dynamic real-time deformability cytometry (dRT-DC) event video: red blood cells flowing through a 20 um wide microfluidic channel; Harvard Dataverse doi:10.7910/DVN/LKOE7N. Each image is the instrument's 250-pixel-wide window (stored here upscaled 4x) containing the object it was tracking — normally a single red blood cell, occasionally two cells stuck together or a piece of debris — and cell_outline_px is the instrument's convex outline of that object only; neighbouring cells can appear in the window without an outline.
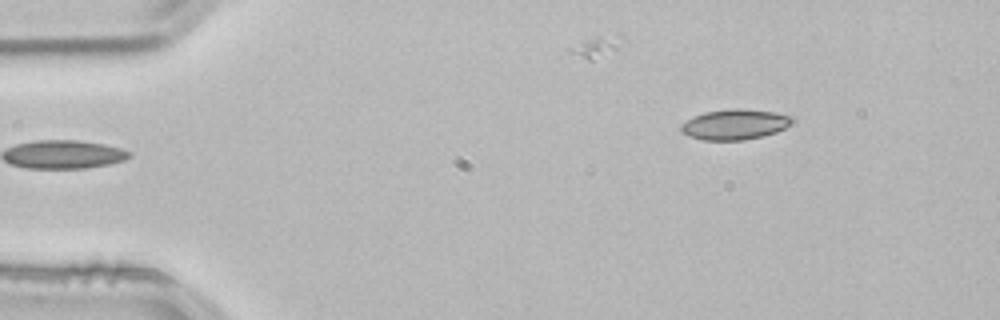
{"species": "common noctule bat (a hibernating species)", "species_latin": "Nyctalus noctula", "temperature_condition": "room temperature", "stored_images_in_passage": 47, "camera_frame_rate_fps": 3000, "um_per_image_px": 0.085, "animal": {"sex": "male", "body_mass_g": 21.5, "forearm_length_mm": 52.0}, "frame": {"image": 1, "passage_image": 1, "time_ms": 0.0, "image_size_px": [1000, 320], "cell_outline_px": [[796, 120], [792, 124], [776, 132], [764, 136], [744, 140], [704, 140], [688, 136], [680, 132], [680, 124], [692, 116], [704, 112], [732, 108], [740, 108], [772, 112], [792, 116]], "centroid_in_image_um": [62.44, 10.57], "position_along_channel_um": 22.6, "area_um2": 19.94}}
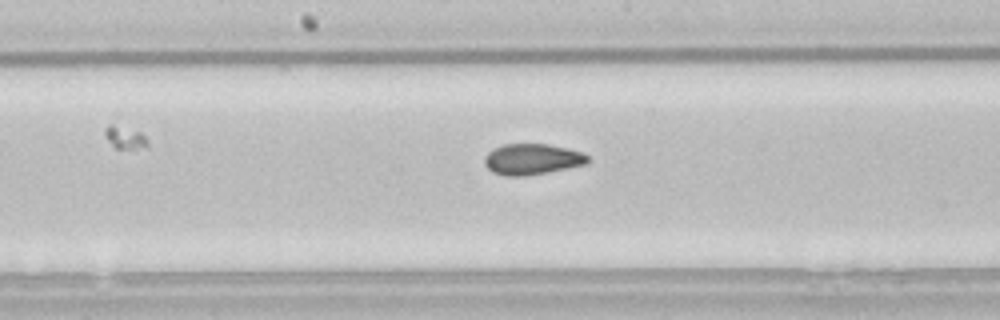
{"frame": {"image": 2, "passage_image": 21, "time_ms": 6.667, "image_size_px": [1000, 320], "cell_outline_px": [[588, 164], [548, 172], [524, 176], [504, 176], [492, 172], [484, 164], [484, 156], [492, 148], [504, 144], [548, 144], [568, 148], [580, 152], [588, 156]], "centroid_in_image_um": [45.2, 13.53], "position_along_channel_um": 203.0, "area_um2": 18.73}}
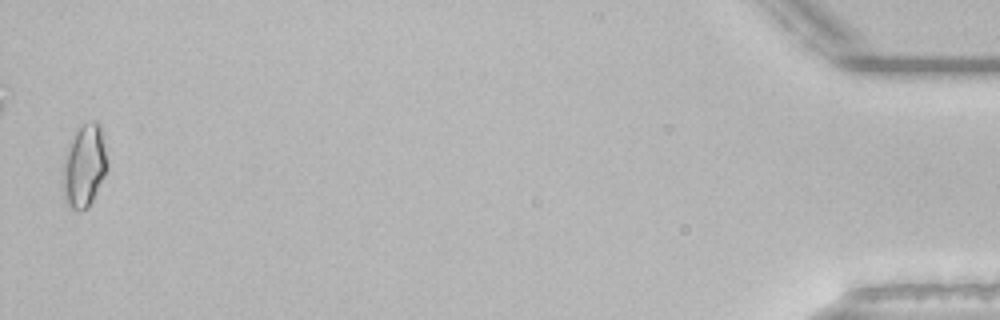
{"frame": {"image": 3, "passage_image": 46, "time_ms": 15.0, "image_size_px": [1000, 320], "cell_outline_px": [[108, 168], [88, 208], [72, 208], [64, 200], [60, 188], [60, 168], [68, 140], [84, 124], [92, 120], [96, 120], [100, 124], [104, 132], [108, 164]], "centroid_in_image_um": [7.11, 14.05], "position_along_channel_um": 428.1, "area_um2": 22.43}, "authors_computed_cell_mechanics": {"area_um2": 18.8428, "velocity_mm_per_s": 3.8547, "shape_relaxation_time_tau1_ms": null, "shape_relaxation_time_tau2_ms": 1.6526, "deformation_change_tau1": null, "deformation_change_tau2": 0.073}}